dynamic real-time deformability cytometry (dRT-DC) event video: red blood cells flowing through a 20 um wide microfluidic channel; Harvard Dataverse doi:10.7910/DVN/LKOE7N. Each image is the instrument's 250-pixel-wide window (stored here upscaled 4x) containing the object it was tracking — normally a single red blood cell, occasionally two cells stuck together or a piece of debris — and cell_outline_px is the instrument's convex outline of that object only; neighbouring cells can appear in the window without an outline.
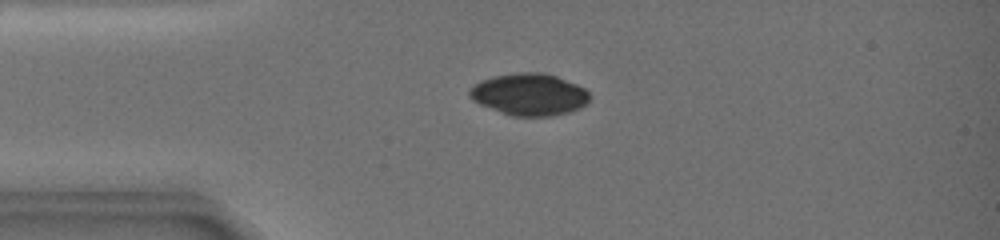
{"species": "common noctule bat (a hibernating species)", "species_latin": "Nyctalus noctula", "temperature_condition": "warm", "stored_images_in_passage": 4, "camera_frame_rate_fps": 3000, "um_per_image_px": 0.085, "animal": {"sex": "female", "body_mass_g": 19.0, "forearm_length_mm": 51.5}, "frame": {"image": 1, "passage_image": 1, "time_ms": 0.0, "image_size_px": [1000, 240], "cell_outline_px": [[588, 100], [584, 104], [576, 108], [564, 112], [540, 116], [516, 116], [504, 112], [484, 104], [476, 100], [468, 92], [476, 84], [484, 80], [496, 76], [528, 72], [532, 72], [556, 76], [584, 88], [588, 92]], "centroid_in_image_um": [45.02, 8.01], "position_along_channel_um": 40.0, "area_um2": 27.63}}